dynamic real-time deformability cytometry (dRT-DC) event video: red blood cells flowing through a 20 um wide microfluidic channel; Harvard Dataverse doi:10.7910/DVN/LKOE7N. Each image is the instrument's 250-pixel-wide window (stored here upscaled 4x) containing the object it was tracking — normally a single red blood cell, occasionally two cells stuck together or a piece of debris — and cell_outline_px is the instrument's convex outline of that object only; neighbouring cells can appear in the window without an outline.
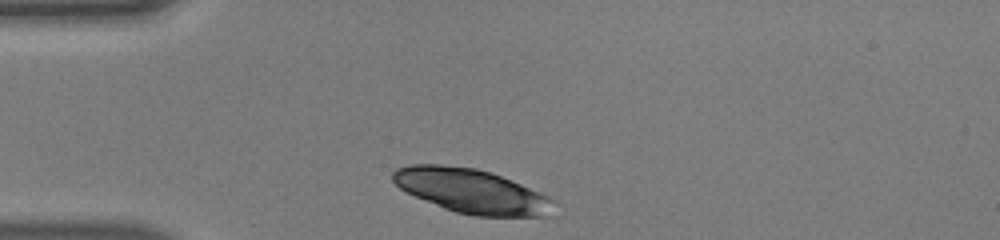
{"species": "human", "species_latin": "Homo sapiens", "temperature_condition": "warm", "stored_images_in_passage": 30, "camera_frame_rate_fps": 3000, "um_per_image_px": 0.085, "donor": {"sex": "male"}, "frame": {"image": 1, "passage_image": 1, "time_ms": 0.0, "image_size_px": [1000, 240], "cell_outline_px": [[560, 204], [556, 216], [472, 216], [456, 212], [444, 208], [416, 196], [400, 188], [392, 180], [392, 172], [396, 168], [408, 164], [440, 164], [476, 168], [512, 180], [548, 196], [556, 200]], "centroid_in_image_um": [40.19, 16.26], "position_along_channel_um": 44.8, "area_um2": 41.96}}
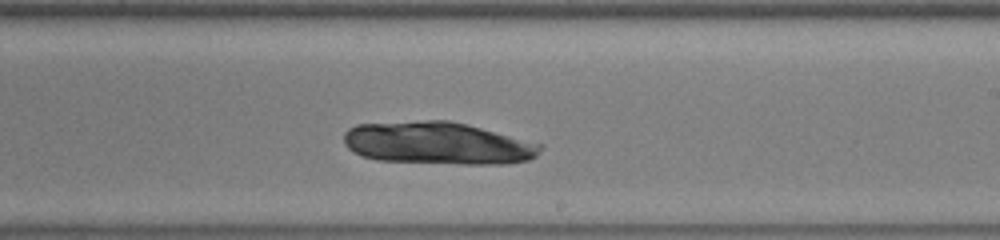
{"frame": {"image": 2, "passage_image": 18, "time_ms": 5.667, "image_size_px": [1000, 240], "cell_outline_px": [[544, 148], [536, 156], [528, 160], [504, 164], [464, 164], [376, 160], [360, 156], [348, 148], [344, 144], [344, 132], [348, 128], [356, 124], [428, 120], [448, 120], [468, 124], [544, 144]], "centroid_in_image_um": [37.22, 12.17], "position_along_channel_um": 251.8, "area_um2": 49.01}}
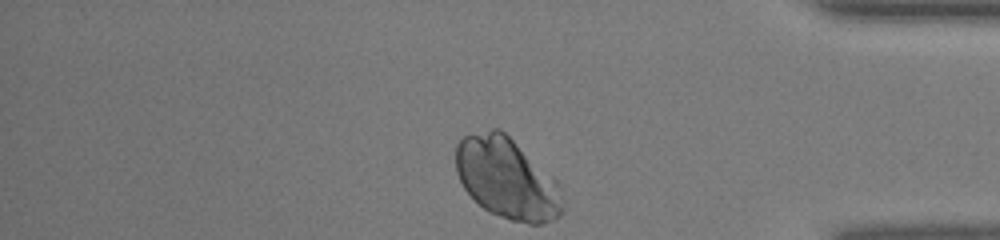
{"frame": {"image": 3, "passage_image": 30, "time_ms": 9.667, "image_size_px": [1000, 240], "cell_outline_px": [[564, 212], [560, 216], [544, 224], [528, 224], [512, 220], [488, 212], [464, 188], [456, 172], [456, 144], [464, 136], [492, 128], [500, 128], [556, 180], [564, 208]], "centroid_in_image_um": [43.08, 15.18], "position_along_channel_um": 392.1, "area_um2": 50.0}, "authors_computed_cell_mechanics": {"area_um2": 48.552, "velocity_mm_per_s": 4.0903, "shape_relaxation_time_tau1_ms": 3.4544, "shape_relaxation_time_tau2_ms": null, "deformation_change_tau1": 0.1018, "deformation_change_tau2": null}}